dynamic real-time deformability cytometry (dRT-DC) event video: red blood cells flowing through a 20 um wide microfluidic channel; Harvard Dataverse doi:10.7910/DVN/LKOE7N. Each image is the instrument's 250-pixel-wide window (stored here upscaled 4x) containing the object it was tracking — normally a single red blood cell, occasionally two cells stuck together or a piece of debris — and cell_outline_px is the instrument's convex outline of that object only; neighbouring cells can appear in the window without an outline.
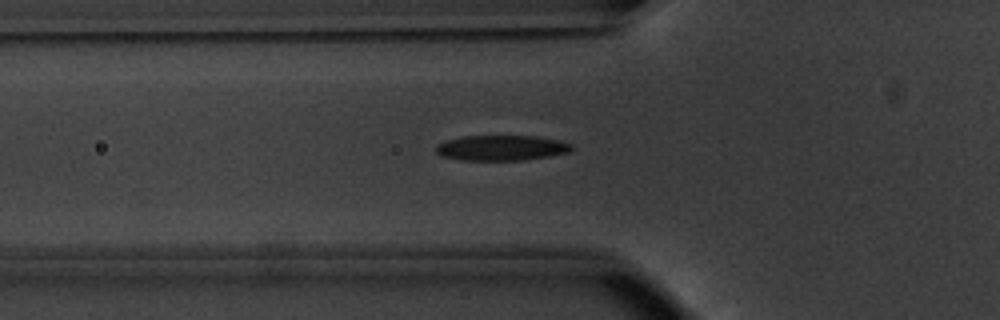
{"species": "common noctule bat (a hibernating species)", "species_latin": "Nyctalus noctula", "temperature_condition": "warm", "stored_images_in_passage": 33, "camera_frame_rate_fps": 3000, "um_per_image_px": 0.085, "animal": {"sex": "male", "body_mass_g": 20.1, "forearm_length_mm": 53.5}, "frame": {"image": 1, "passage_image": 2, "time_ms": 0.333, "image_size_px": [1000, 320], "cell_outline_px": [[572, 148], [568, 152], [548, 156], [524, 160], [464, 160], [440, 156], [436, 152], [436, 144], [444, 140], [460, 136], [536, 136], [560, 140], [572, 144]], "centroid_in_image_um": [42.57, 12.56], "position_along_channel_um": 83.2, "area_um2": 20.11}}
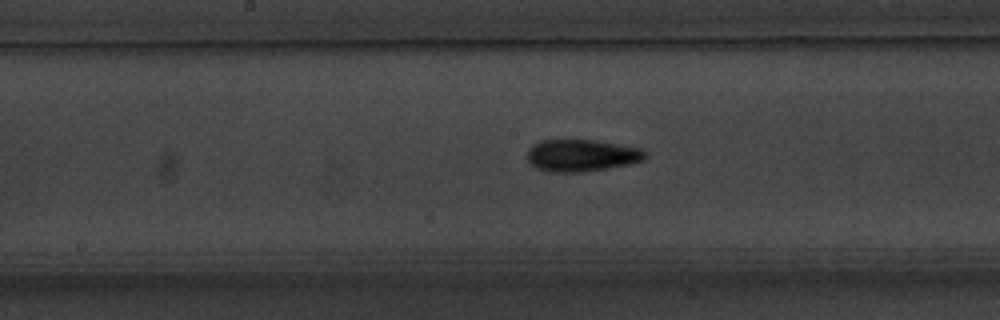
{"frame": {"image": 2, "passage_image": 11, "time_ms": 3.333, "image_size_px": [1000, 320], "cell_outline_px": [[648, 156], [644, 160], [628, 164], [608, 168], [580, 172], [548, 172], [536, 168], [528, 164], [528, 148], [532, 144], [540, 140], [596, 140], [644, 148]], "centroid_in_image_um": [49.44, 13.2], "position_along_channel_um": 198.8, "area_um2": 22.37}}
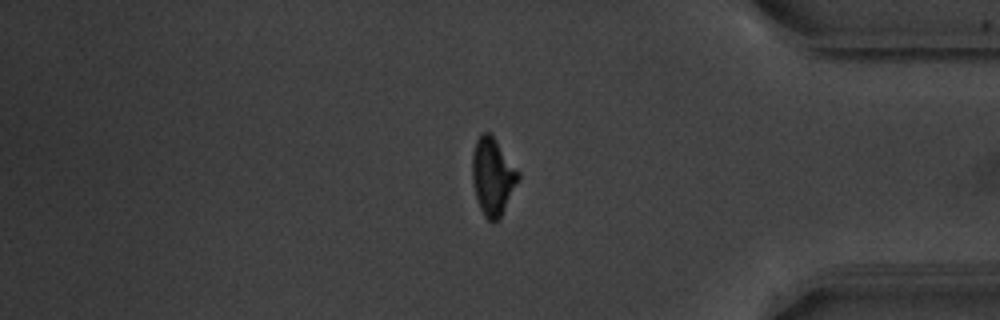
{"frame": {"image": 3, "passage_image": 28, "time_ms": 9.0, "image_size_px": [1000, 320], "cell_outline_px": [[520, 176], [500, 220], [492, 224], [484, 216], [480, 208], [476, 196], [472, 180], [472, 152], [476, 140], [484, 132], [488, 132], [492, 136], [520, 172]], "centroid_in_image_um": [41.87, 15.05], "position_along_channel_um": 393.3, "area_um2": 20.63}, "authors_computed_cell_mechanics": {"area_um2": 20.6346, "velocity_mm_per_s": 3.8157, "shape_relaxation_time_tau1_ms": 2.5652, "shape_relaxation_time_tau2_ms": 4.0759, "deformation_change_tau1": 0.1387, "deformation_change_tau2": 0.1134}}